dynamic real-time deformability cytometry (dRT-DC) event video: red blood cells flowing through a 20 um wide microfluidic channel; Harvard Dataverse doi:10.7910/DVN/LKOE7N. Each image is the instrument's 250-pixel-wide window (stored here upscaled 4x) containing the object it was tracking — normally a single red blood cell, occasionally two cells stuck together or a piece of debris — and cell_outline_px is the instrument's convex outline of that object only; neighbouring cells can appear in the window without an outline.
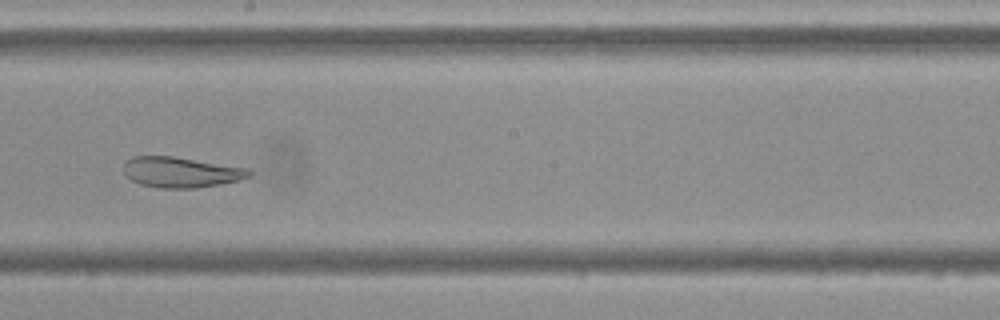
{"species": "Egyptian fruit bat (a non-hibernating species)", "species_latin": "Rousettus aegyptiacus", "temperature_condition": "cold", "stored_images_in_passage": 10, "camera_frame_rate_fps": 3000, "um_per_image_px": 0.085, "frame": {"image": 1, "passage_image": 9, "time_ms": 9.333, "image_size_px": [1000, 320], "cell_outline_px": [[252, 176], [240, 180], [220, 184], [196, 188], [156, 188], [140, 184], [132, 180], [124, 172], [124, 164], [132, 156], [172, 156], [248, 168], [252, 172]], "centroid_in_image_um": [15.4, 14.64], "position_along_channel_um": 232.8, "area_um2": 22.31}}